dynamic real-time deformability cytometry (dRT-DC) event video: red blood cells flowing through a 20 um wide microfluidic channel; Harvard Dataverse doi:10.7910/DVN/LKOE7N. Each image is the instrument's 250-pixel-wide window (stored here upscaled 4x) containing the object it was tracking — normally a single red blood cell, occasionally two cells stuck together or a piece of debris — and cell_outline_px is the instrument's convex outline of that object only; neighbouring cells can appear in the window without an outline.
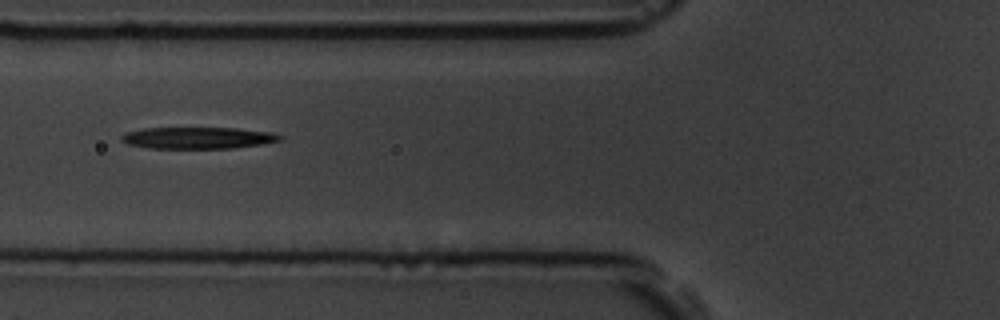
{"species": "common noctule bat (a hibernating species)", "species_latin": "Nyctalus noctula", "temperature_condition": "room temperature", "stored_images_in_passage": 6, "camera_frame_rate_fps": 3000, "um_per_image_px": 0.085, "animal": {"sex": "male", "body_mass_g": 19.5, "forearm_length_mm": 54.6}, "frame": {"image": 1, "passage_image": 6, "time_ms": 6.333, "image_size_px": [1000, 320], "cell_outline_px": [[284, 140], [260, 144], [232, 148], [148, 148], [128, 144], [120, 140], [120, 136], [124, 132], [144, 128], [236, 128], [272, 132], [284, 136]], "centroid_in_image_um": [16.82, 11.71], "position_along_channel_um": 109.0, "area_um2": 20.11}}